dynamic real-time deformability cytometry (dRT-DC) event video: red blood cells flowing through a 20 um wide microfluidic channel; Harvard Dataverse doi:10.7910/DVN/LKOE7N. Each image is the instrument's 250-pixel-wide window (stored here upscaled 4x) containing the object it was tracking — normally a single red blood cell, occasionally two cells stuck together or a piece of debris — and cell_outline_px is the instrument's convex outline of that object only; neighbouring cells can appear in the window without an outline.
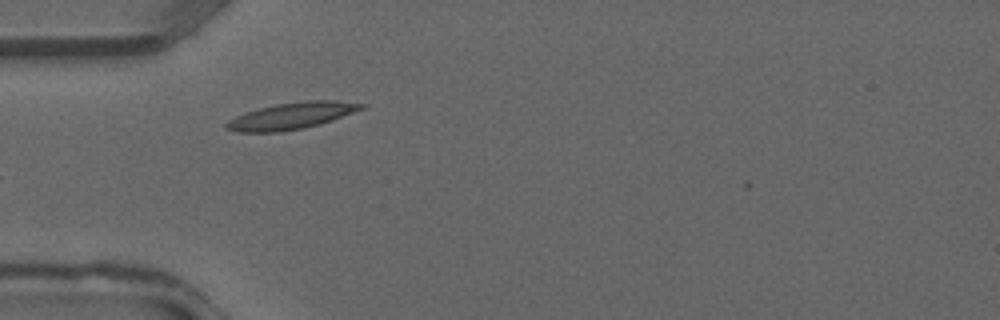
{"species": "common noctule bat (a hibernating species)", "species_latin": "Nyctalus noctula", "temperature_condition": "warm", "stored_images_in_passage": 18, "camera_frame_rate_fps": 3000, "um_per_image_px": 0.085, "animal": {"sex": "male", "forearm_length_mm": 52.5}, "frame": {"image": 1, "passage_image": 1, "time_ms": 0.0, "image_size_px": [1000, 320], "cell_outline_px": [[368, 104], [364, 108], [332, 120], [320, 124], [304, 128], [280, 132], [236, 132], [224, 128], [224, 124], [228, 120], [244, 112], [276, 104], [308, 100], [336, 100]], "centroid_in_image_um": [24.76, 9.85], "position_along_channel_um": 60.2, "area_um2": 21.04}}